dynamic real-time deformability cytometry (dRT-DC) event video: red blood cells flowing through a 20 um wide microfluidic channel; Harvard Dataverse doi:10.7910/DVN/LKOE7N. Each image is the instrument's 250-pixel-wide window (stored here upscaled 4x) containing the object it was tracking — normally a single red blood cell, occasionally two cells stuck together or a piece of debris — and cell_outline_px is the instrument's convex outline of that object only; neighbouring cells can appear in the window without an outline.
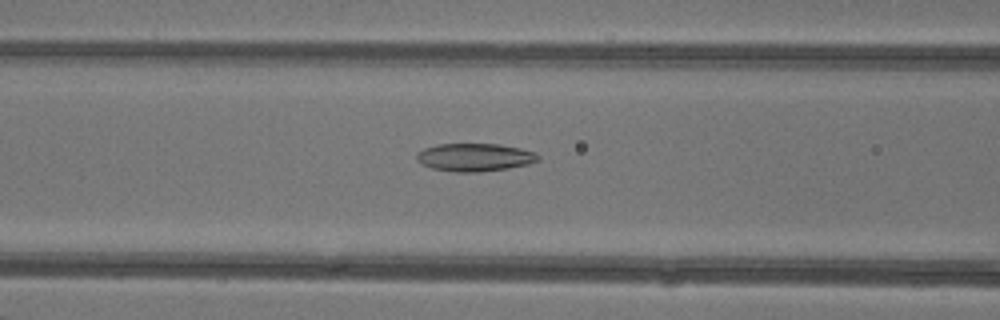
{"species": "common noctule bat (a hibernating species)", "species_latin": "Nyctalus noctula", "temperature_condition": "warm", "stored_images_in_passage": 48, "camera_frame_rate_fps": 3000, "um_per_image_px": 0.085, "animal": {"sex": "female"}, "frame": {"image": 1, "passage_image": 21, "time_ms": 6.667, "image_size_px": [1000, 320], "cell_outline_px": [[540, 160], [528, 164], [508, 168], [480, 172], [456, 172], [432, 168], [416, 160], [416, 152], [424, 148], [436, 144], [500, 144], [520, 148], [536, 152], [540, 156]], "centroid_in_image_um": [40.36, 13.36], "position_along_channel_um": 126.2, "area_um2": 19.88}}
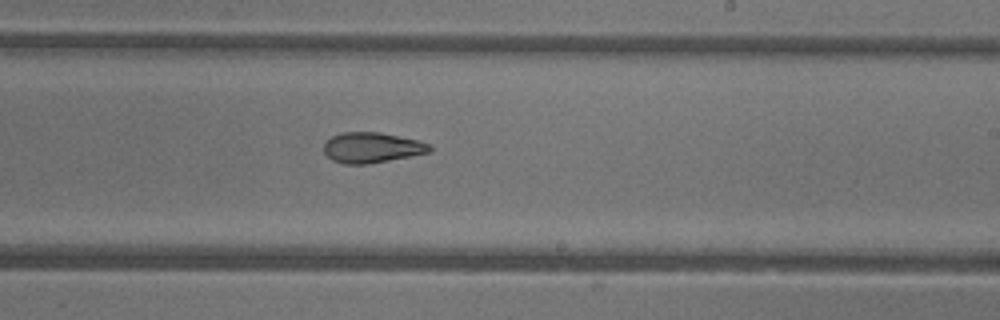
{"frame": {"image": 2, "passage_image": 30, "time_ms": 9.667, "image_size_px": [1000, 320], "cell_outline_px": [[432, 148], [428, 152], [368, 164], [344, 164], [332, 160], [324, 152], [324, 144], [332, 136], [340, 132], [380, 132], [420, 140], [432, 144]], "centroid_in_image_um": [31.61, 12.53], "position_along_channel_um": 257.4, "area_um2": 18.73}}
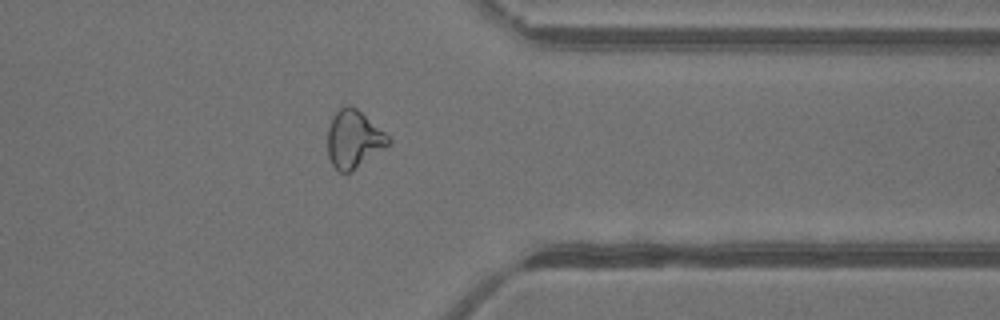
{"frame": {"image": 3, "passage_image": 39, "time_ms": 12.667, "image_size_px": [1000, 320], "cell_outline_px": [[392, 140], [388, 144], [348, 172], [340, 172], [332, 164], [328, 156], [328, 128], [336, 112], [344, 104], [352, 104], [384, 132]], "centroid_in_image_um": [30.03, 11.78], "position_along_channel_um": 381.4, "area_um2": 19.71}, "authors_computed_cell_mechanics": {"area_um2": 21.2415, "velocity_mm_per_s": 4.37, "shape_relaxation_time_tau1_ms": null, "shape_relaxation_time_tau2_ms": 2.9654, "deformation_change_tau1": null, "deformation_change_tau2": 0.0968}}